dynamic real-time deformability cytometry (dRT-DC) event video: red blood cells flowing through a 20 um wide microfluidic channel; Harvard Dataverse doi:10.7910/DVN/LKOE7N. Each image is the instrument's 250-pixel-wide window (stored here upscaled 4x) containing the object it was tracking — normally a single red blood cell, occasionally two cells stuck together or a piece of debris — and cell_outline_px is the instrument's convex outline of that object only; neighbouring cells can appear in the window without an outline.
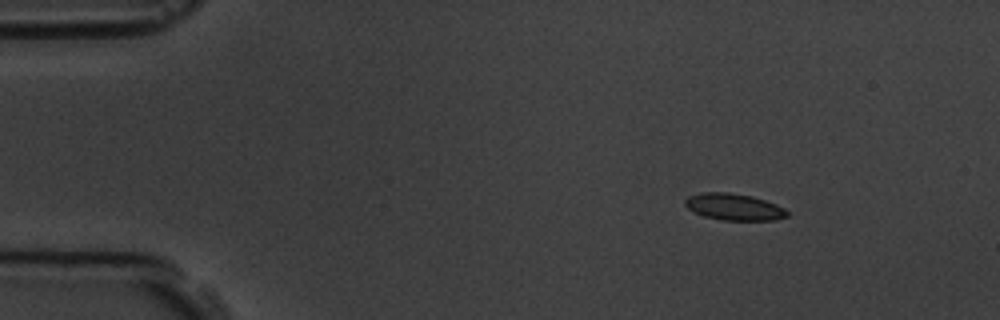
{"species": "common noctule bat (a hibernating species)", "species_latin": "Nyctalus noctula", "temperature_condition": "room temperature", "stored_images_in_passage": 4, "camera_frame_rate_fps": 3000, "um_per_image_px": 0.085, "animal": {"sex": "male", "body_mass_g": 19.5, "forearm_length_mm": 54.6}, "frame": {"image": 1, "passage_image": 2, "time_ms": 1.0, "image_size_px": [1000, 320], "cell_outline_px": [[788, 216], [776, 220], [724, 220], [704, 216], [688, 208], [684, 204], [684, 200], [688, 196], [704, 192], [728, 192], [752, 196], [776, 204], [784, 208], [788, 212]], "centroid_in_image_um": [62.4, 17.58], "position_along_channel_um": 22.6, "area_um2": 15.78}}